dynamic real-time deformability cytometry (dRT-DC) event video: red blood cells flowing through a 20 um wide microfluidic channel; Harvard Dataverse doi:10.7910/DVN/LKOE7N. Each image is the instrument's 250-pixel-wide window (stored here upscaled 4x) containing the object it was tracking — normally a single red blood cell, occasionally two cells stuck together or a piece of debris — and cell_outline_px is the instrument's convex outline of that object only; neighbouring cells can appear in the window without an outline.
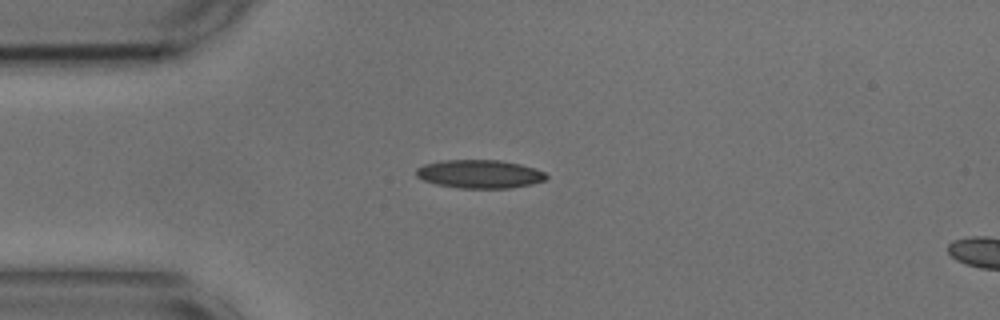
{"species": "common noctule bat (a hibernating species)", "species_latin": "Nyctalus noctula", "temperature_condition": "cold", "stored_images_in_passage": 42, "camera_frame_rate_fps": 3000, "um_per_image_px": 0.085, "animal": {"sex": "male", "body_mass_g": 17.9, "forearm_length_mm": 54.2}, "frame": {"image": 1, "passage_image": 1, "time_ms": 0.0, "image_size_px": [1000, 320], "cell_outline_px": [[548, 176], [544, 180], [532, 184], [508, 188], [460, 188], [436, 184], [424, 180], [416, 176], [416, 168], [424, 164], [444, 160], [500, 160], [520, 164], [536, 168], [544, 172]], "centroid_in_image_um": [40.77, 14.79], "position_along_channel_um": 44.2, "area_um2": 21.5}}
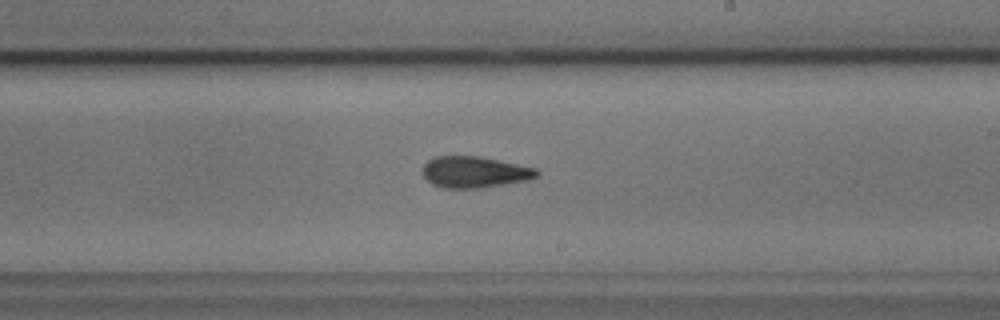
{"frame": {"image": 2, "passage_image": 19, "time_ms": 6.0, "image_size_px": [1000, 320], "cell_outline_px": [[540, 176], [528, 180], [480, 188], [444, 188], [432, 184], [420, 172], [424, 164], [428, 160], [436, 156], [480, 156], [536, 168], [540, 172]], "centroid_in_image_um": [40.33, 14.62], "position_along_channel_um": 248.7, "area_um2": 20.98}}
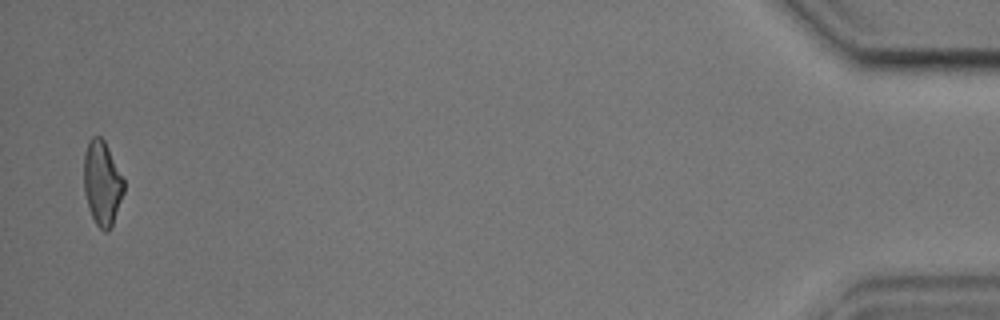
{"frame": {"image": 3, "passage_image": 41, "time_ms": 13.333, "image_size_px": [1000, 320], "cell_outline_px": [[124, 192], [112, 228], [108, 232], [104, 232], [96, 224], [92, 216], [84, 192], [84, 152], [88, 140], [92, 136], [100, 136], [104, 140], [124, 180]], "centroid_in_image_um": [8.68, 15.58], "position_along_channel_um": 426.5, "area_um2": 19.71}, "authors_computed_cell_mechanics": {"area_um2": 20.7791, "velocity_mm_per_s": 3.6675, "shape_relaxation_time_tau1_ms": null, "shape_relaxation_time_tau2_ms": 3.4726, "deformation_change_tau1": null, "deformation_change_tau2": 0.1182}}